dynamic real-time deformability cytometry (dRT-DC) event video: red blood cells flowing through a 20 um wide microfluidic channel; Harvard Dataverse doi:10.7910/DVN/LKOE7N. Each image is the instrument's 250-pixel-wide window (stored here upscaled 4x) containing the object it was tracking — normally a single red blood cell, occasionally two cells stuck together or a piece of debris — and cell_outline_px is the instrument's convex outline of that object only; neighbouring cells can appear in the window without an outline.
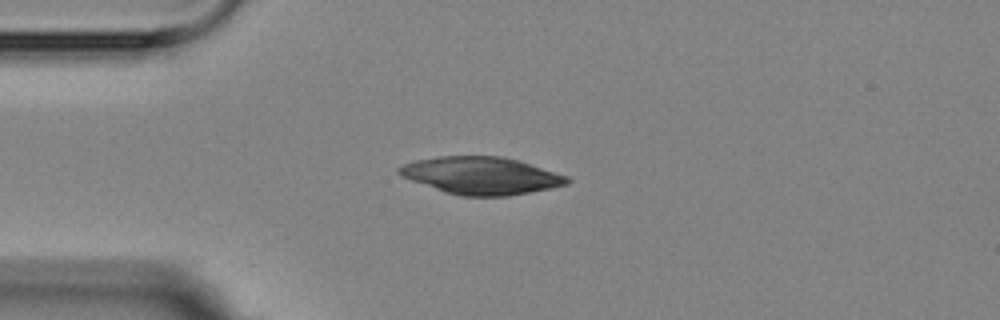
{"species": "Egyptian fruit bat (a non-hibernating species)", "species_latin": "Rousettus aegyptiacus", "temperature_condition": "room temperature", "stored_images_in_passage": 7, "camera_frame_rate_fps": 3000, "um_per_image_px": 0.085, "animal": {"sex": "female"}, "frame": {"image": 1, "passage_image": 3, "time_ms": 5.667, "image_size_px": [1000, 320], "cell_outline_px": [[572, 180], [568, 184], [552, 188], [508, 196], [460, 196], [444, 192], [400, 176], [396, 172], [396, 168], [404, 164], [416, 160], [440, 156], [500, 156], [516, 160], [568, 176]], "centroid_in_image_um": [40.88, 14.93], "position_along_channel_um": 44.1, "area_um2": 36.53}}